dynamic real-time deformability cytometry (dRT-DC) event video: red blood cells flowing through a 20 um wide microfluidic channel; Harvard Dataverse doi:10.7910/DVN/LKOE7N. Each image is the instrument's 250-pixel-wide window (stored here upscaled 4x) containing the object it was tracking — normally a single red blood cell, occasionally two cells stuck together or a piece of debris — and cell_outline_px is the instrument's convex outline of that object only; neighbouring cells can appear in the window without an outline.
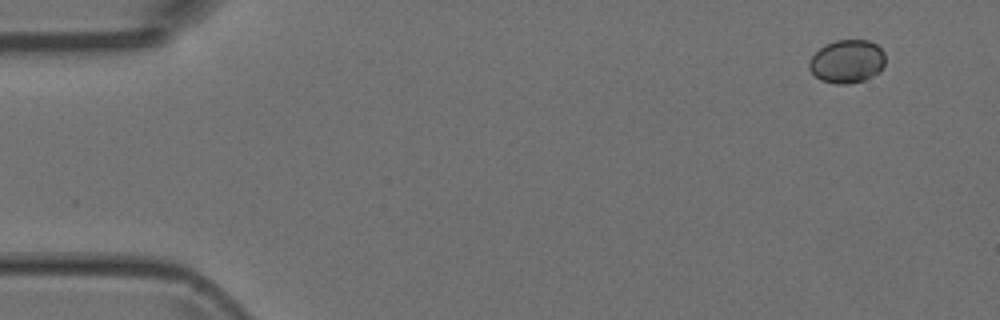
{"species": "Egyptian fruit bat (a non-hibernating species)", "species_latin": "Rousettus aegyptiacus", "temperature_condition": "room temperature", "stored_images_in_passage": 5, "camera_frame_rate_fps": 3000, "um_per_image_px": 0.085, "animal": {"sex": "female"}, "frame": {"image": 1, "passage_image": 2, "time_ms": 0.333, "image_size_px": [1000, 320], "cell_outline_px": [[884, 64], [880, 72], [864, 80], [848, 84], [836, 84], [820, 80], [808, 68], [808, 60], [824, 44], [836, 40], [868, 40], [876, 44], [884, 52]], "centroid_in_image_um": [71.98, 5.22], "position_along_channel_um": 13.0, "area_um2": 19.31}}